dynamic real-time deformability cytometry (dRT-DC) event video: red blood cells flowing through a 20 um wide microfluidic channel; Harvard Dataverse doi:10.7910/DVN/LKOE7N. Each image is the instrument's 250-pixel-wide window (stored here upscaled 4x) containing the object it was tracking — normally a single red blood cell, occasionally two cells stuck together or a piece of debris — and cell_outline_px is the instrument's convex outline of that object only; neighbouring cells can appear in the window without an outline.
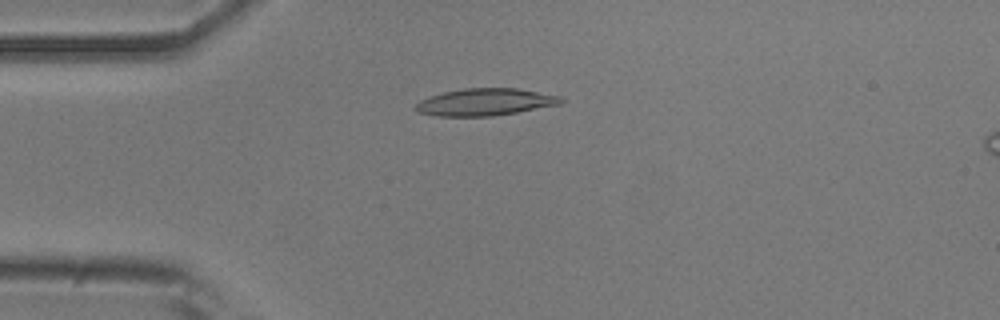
{"species": "common noctule bat (a hibernating species)", "species_latin": "Nyctalus noctula", "temperature_condition": "room temperature", "stored_images_in_passage": 47, "camera_frame_rate_fps": 3000, "um_per_image_px": 0.085, "animal": {"sex": "male", "body_mass_g": 20.5, "forearm_length_mm": 52.5}, "frame": {"image": 1, "passage_image": 14, "time_ms": 4.333, "image_size_px": [1000, 320], "cell_outline_px": [[564, 100], [560, 104], [516, 112], [492, 116], [436, 116], [416, 112], [412, 108], [420, 100], [428, 96], [444, 92], [464, 88], [516, 88], [560, 96]], "centroid_in_image_um": [41.17, 8.68], "position_along_channel_um": 43.8, "area_um2": 22.95}}
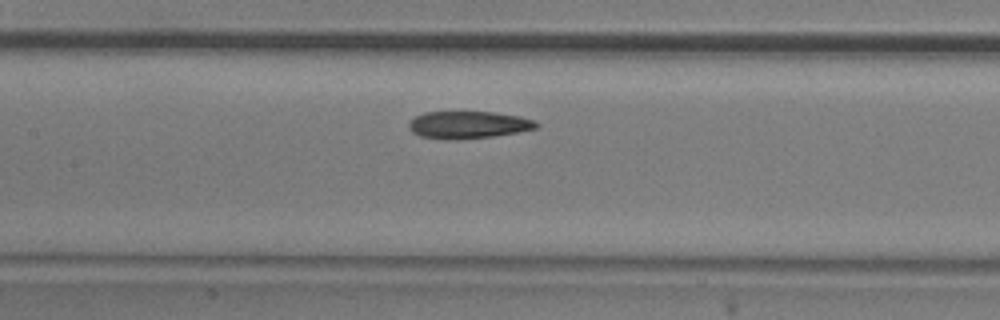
{"frame": {"image": 2, "passage_image": 26, "time_ms": 8.333, "image_size_px": [1000, 320], "cell_outline_px": [[540, 124], [536, 128], [516, 132], [492, 136], [460, 140], [444, 140], [420, 136], [412, 132], [408, 128], [408, 124], [416, 116], [424, 112], [492, 112], [520, 116], [532, 120]], "centroid_in_image_um": [39.76, 10.62], "position_along_channel_um": 167.6, "area_um2": 20.29}}
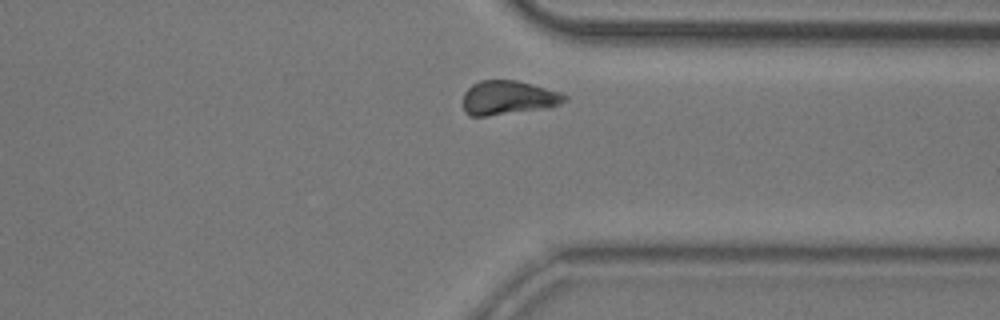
{"frame": {"image": 3, "passage_image": 43, "time_ms": 14.0, "image_size_px": [1000, 320], "cell_outline_px": [[568, 100], [560, 104], [548, 108], [488, 116], [468, 116], [464, 112], [464, 92], [472, 84], [480, 80], [516, 80], [560, 92], [568, 96]], "centroid_in_image_um": [43.2, 8.31], "position_along_channel_um": 368.2, "area_um2": 20.29}, "authors_computed_cell_mechanics": {"area_um2": 21.097, "velocity_mm_per_s": 3.5636, "shape_relaxation_time_tau1_ms": 5.3926, "shape_relaxation_time_tau2_ms": 1.1674, "deformation_change_tau1": 0.2058, "deformation_change_tau2": 0.0553}}